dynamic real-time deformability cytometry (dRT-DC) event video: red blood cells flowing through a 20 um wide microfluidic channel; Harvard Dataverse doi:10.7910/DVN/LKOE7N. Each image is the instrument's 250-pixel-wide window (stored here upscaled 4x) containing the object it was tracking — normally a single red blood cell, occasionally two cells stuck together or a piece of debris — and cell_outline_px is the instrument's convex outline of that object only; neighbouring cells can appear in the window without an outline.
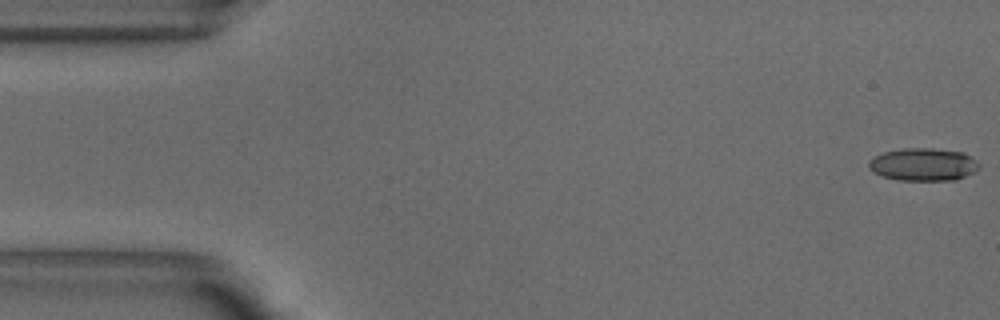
{"species": "common noctule bat (a hibernating species)", "species_latin": "Nyctalus noctula", "temperature_condition": "warm", "stored_images_in_passage": 16, "camera_frame_rate_fps": 3000, "um_per_image_px": 0.085, "animal": {"sex": "male", "body_mass_g": 18.8}, "frame": {"image": 1, "passage_image": 1, "time_ms": 0.0, "image_size_px": [1000, 320], "cell_outline_px": [[980, 168], [976, 172], [956, 180], [896, 180], [884, 176], [868, 168], [868, 160], [884, 152], [904, 148], [932, 148], [964, 152], [980, 164]], "centroid_in_image_um": [78.52, 13.98], "position_along_channel_um": 6.5, "area_um2": 21.1}}
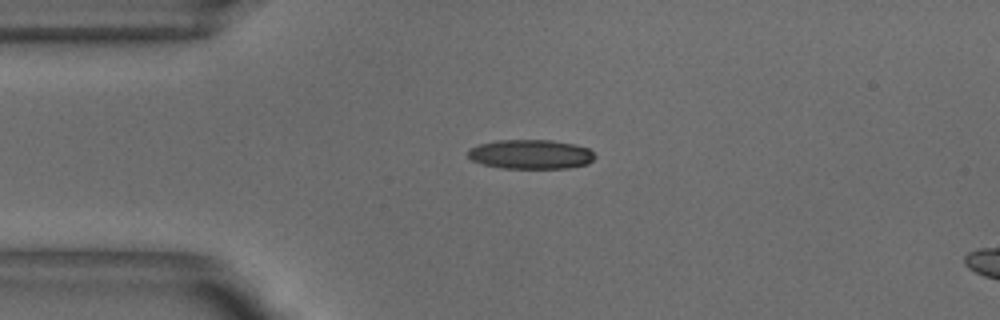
{"frame": {"image": 2, "passage_image": 12, "time_ms": 3.667, "image_size_px": [1000, 320], "cell_outline_px": [[596, 156], [588, 164], [568, 168], [504, 168], [484, 164], [472, 160], [468, 156], [468, 148], [480, 144], [496, 140], [552, 140], [572, 144], [588, 148]], "centroid_in_image_um": [45.11, 13.11], "position_along_channel_um": 39.9, "area_um2": 21.62}}